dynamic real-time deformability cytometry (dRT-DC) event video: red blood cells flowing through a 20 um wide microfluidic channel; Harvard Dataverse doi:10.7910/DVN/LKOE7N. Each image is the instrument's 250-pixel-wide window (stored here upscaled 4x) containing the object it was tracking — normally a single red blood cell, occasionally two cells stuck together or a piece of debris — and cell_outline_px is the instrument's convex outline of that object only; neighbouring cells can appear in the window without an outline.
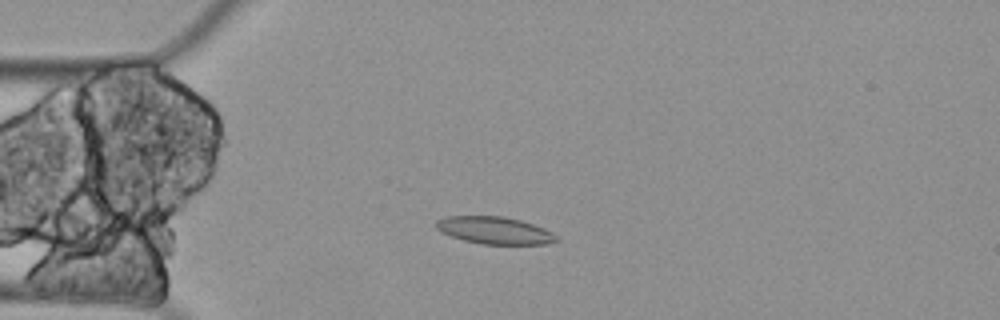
{"species": "Egyptian fruit bat (a non-hibernating species)", "species_latin": "Rousettus aegyptiacus", "temperature_condition": "cold", "stored_images_in_passage": 3, "camera_frame_rate_fps": 3000, "um_per_image_px": 0.085, "animal": {"sex": "female"}, "frame": {"image": 1, "passage_image": 2, "time_ms": 0.333, "image_size_px": [1000, 320], "cell_outline_px": [[560, 240], [544, 244], [480, 244], [464, 240], [440, 232], [436, 228], [436, 220], [448, 216], [504, 216], [520, 220], [544, 228], [552, 232]], "centroid_in_image_um": [42.03, 19.58], "position_along_channel_um": 43.0, "area_um2": 19.07}}